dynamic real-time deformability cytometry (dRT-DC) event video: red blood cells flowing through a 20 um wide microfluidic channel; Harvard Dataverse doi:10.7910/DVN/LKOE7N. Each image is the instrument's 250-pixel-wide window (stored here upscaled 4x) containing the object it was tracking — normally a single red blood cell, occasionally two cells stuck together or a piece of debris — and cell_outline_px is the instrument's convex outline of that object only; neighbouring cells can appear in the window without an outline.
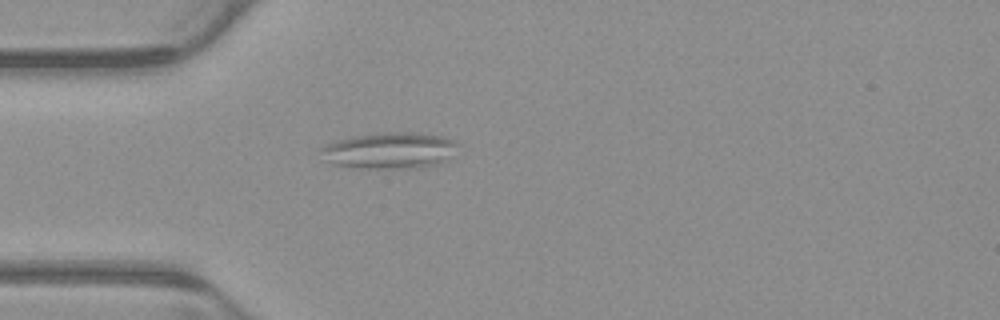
{"species": "common noctule bat (a hibernating species)", "species_latin": "Nyctalus noctula", "temperature_condition": "warm", "stored_images_in_passage": 4, "camera_frame_rate_fps": 3000, "um_per_image_px": 0.085, "animal": {"sex": "male", "body_mass_g": 23.1, "forearm_length_mm": 52.7}, "frame": {"image": 1, "passage_image": 4, "time_ms": 1.0, "image_size_px": [1000, 320], "cell_outline_px": [[460, 144], [448, 160], [440, 164], [420, 168], [360, 168], [332, 164], [320, 160], [320, 148], [324, 144], [332, 140], [376, 132], [412, 132], [440, 136], [452, 140]], "centroid_in_image_um": [33.05, 12.8], "position_along_channel_um": 51.9, "area_um2": 29.71}}